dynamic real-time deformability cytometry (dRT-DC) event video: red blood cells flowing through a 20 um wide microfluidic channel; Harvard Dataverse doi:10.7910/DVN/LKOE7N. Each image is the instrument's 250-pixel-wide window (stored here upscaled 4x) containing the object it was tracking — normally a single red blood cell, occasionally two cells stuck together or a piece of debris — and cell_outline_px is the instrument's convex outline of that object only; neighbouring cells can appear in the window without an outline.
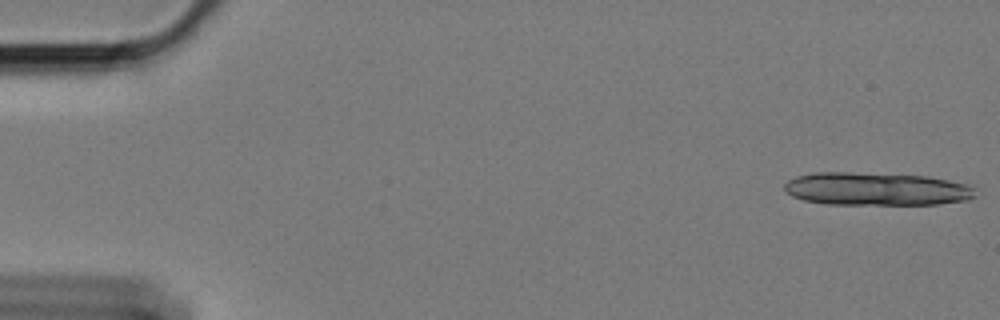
{"species": "Egyptian fruit bat (a non-hibernating species)", "species_latin": "Rousettus aegyptiacus", "temperature_condition": "cold", "stored_images_in_passage": 15, "camera_frame_rate_fps": 3000, "um_per_image_px": 0.085, "animal": {"sex": "female"}, "frame": {"image": 1, "passage_image": 1, "time_ms": 0.0, "image_size_px": [1000, 320], "cell_outline_px": [[972, 196], [968, 200], [936, 204], [828, 204], [804, 200], [792, 196], [784, 188], [784, 184], [788, 180], [796, 176], [816, 172], [848, 172], [928, 176], [968, 184], [972, 188]], "centroid_in_image_um": [74.44, 16.05], "position_along_channel_um": 10.6, "area_um2": 36.47}}